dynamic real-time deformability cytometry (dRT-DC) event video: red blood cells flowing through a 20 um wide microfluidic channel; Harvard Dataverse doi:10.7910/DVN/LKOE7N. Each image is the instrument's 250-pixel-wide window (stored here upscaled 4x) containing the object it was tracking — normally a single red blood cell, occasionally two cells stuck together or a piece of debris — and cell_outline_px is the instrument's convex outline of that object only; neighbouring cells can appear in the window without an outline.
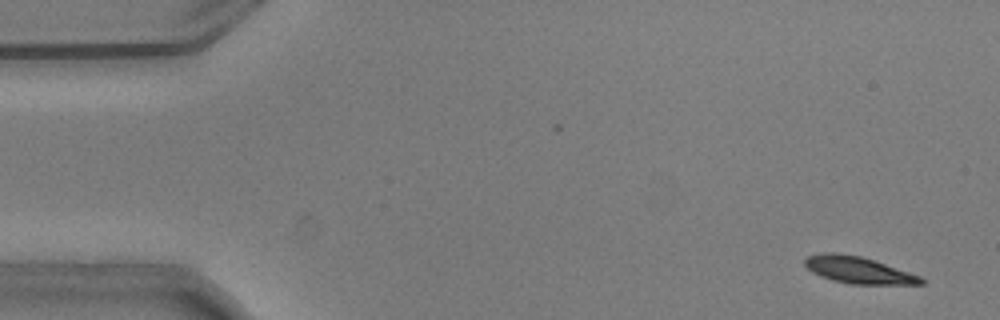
{"species": "common noctule bat (a hibernating species)", "species_latin": "Nyctalus noctula", "temperature_condition": "warm", "stored_images_in_passage": 54, "camera_frame_rate_fps": 3000, "um_per_image_px": 0.085, "animal": {"sex": "male", "body_mass_g": 20.5, "forearm_length_mm": 52.5}, "frame": {"image": 1, "passage_image": 3, "time_ms": 0.667, "image_size_px": [1000, 320], "cell_outline_px": [[924, 284], [848, 284], [832, 280], [820, 276], [812, 272], [804, 264], [804, 260], [808, 256], [824, 252], [836, 252], [860, 256], [920, 276], [924, 280]], "centroid_in_image_um": [72.91, 22.95], "position_along_channel_um": 12.1, "area_um2": 17.92}}
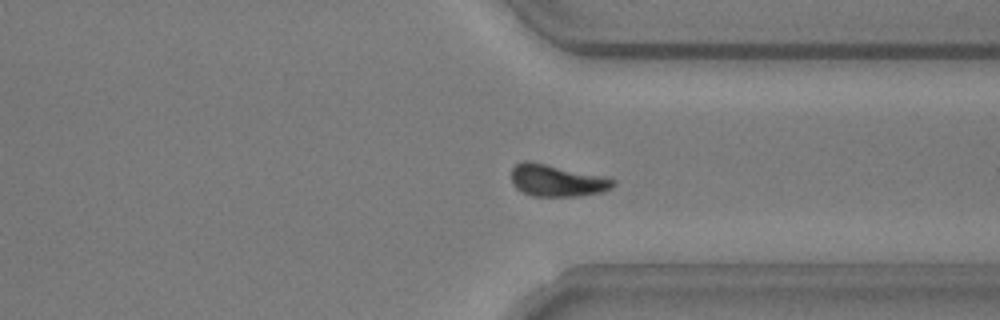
{"frame": {"image": 2, "passage_image": 41, "time_ms": 13.333, "image_size_px": [1000, 320], "cell_outline_px": [[616, 184], [612, 188], [604, 192], [580, 196], [532, 196], [516, 188], [512, 184], [512, 168], [516, 164], [524, 160], [528, 160], [608, 176], [616, 180]], "centroid_in_image_um": [47.4, 15.34], "position_along_channel_um": 364.0, "area_um2": 19.36}}
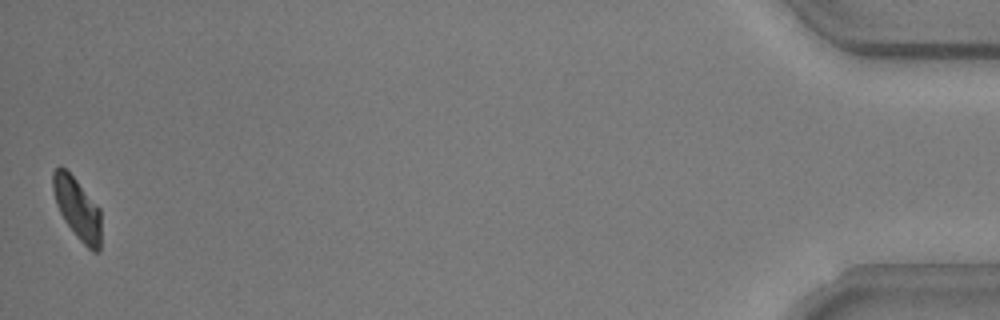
{"frame": {"image": 3, "passage_image": 54, "time_ms": 17.667, "image_size_px": [1000, 320], "cell_outline_px": [[100, 252], [92, 252], [76, 236], [64, 220], [56, 204], [52, 188], [52, 172], [60, 164], [76, 180], [100, 208]], "centroid_in_image_um": [6.56, 17.72], "position_along_channel_um": 428.6, "area_um2": 17.22}, "authors_computed_cell_mechanics": {"area_um2": 18.785, "velocity_mm_per_s": 3.7047, "shape_relaxation_time_tau1_ms": 1.9907, "shape_relaxation_time_tau2_ms": null, "deformation_change_tau1": 0.1066, "deformation_change_tau2": null}}